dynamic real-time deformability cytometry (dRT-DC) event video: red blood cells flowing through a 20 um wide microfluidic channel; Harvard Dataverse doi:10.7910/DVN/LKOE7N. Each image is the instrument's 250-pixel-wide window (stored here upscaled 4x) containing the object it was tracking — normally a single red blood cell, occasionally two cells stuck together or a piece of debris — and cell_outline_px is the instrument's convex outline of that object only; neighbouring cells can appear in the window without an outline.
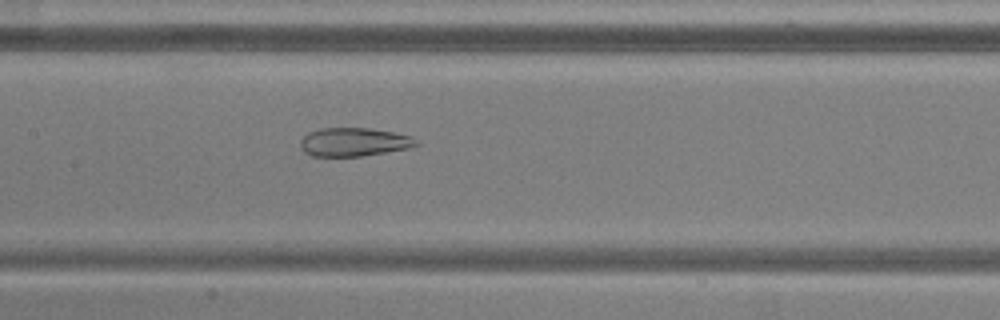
{"species": "common noctule bat (a hibernating species)", "species_latin": "Nyctalus noctula", "temperature_condition": "warm", "stored_images_in_passage": 52, "camera_frame_rate_fps": 3000, "um_per_image_px": 0.085, "animal": {"sex": "male", "body_mass_g": 20.5, "forearm_length_mm": 52.5}, "frame": {"image": 1, "passage_image": 24, "time_ms": 7.667, "image_size_px": [1000, 320], "cell_outline_px": [[420, 144], [408, 148], [360, 156], [312, 156], [304, 152], [300, 148], [300, 140], [308, 132], [320, 128], [368, 128], [392, 132], [412, 136]], "centroid_in_image_um": [30.04, 12.07], "position_along_channel_um": 177.4, "area_um2": 19.19}}
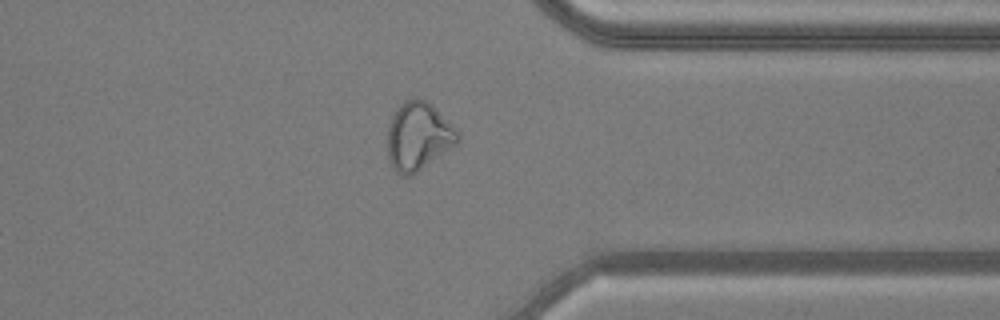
{"frame": {"image": 2, "passage_image": 40, "time_ms": 13.0, "image_size_px": [1000, 320], "cell_outline_px": [[460, 140], [452, 148], [412, 176], [400, 176], [392, 168], [388, 156], [388, 128], [392, 116], [396, 108], [404, 100], [416, 96], [432, 104], [460, 132]], "centroid_in_image_um": [35.57, 11.58], "position_along_channel_um": 375.8, "area_um2": 28.32}}
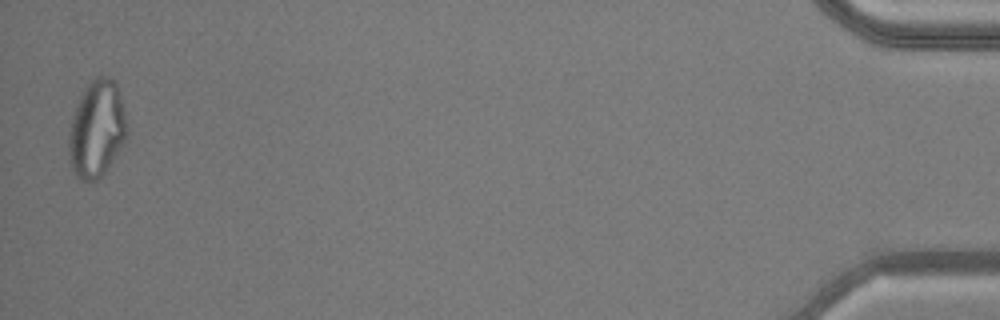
{"frame": {"image": 3, "passage_image": 51, "time_ms": 16.667, "image_size_px": [1000, 320], "cell_outline_px": [[128, 132], [124, 140], [112, 160], [104, 172], [96, 180], [80, 180], [76, 176], [72, 168], [68, 152], [68, 132], [72, 116], [76, 104], [80, 96], [88, 84], [96, 76], [108, 76], [116, 84], [124, 108], [128, 128]], "centroid_in_image_um": [8.2, 10.95], "position_along_channel_um": 427.0, "area_um2": 32.6}, "authors_computed_cell_mechanics": {"area_um2": 28.4087, "velocity_mm_per_s": 3.8579, "shape_relaxation_time_tau1_ms": null, "shape_relaxation_time_tau2_ms": 1.8141, "deformation_change_tau1": null, "deformation_change_tau2": 0.102}}